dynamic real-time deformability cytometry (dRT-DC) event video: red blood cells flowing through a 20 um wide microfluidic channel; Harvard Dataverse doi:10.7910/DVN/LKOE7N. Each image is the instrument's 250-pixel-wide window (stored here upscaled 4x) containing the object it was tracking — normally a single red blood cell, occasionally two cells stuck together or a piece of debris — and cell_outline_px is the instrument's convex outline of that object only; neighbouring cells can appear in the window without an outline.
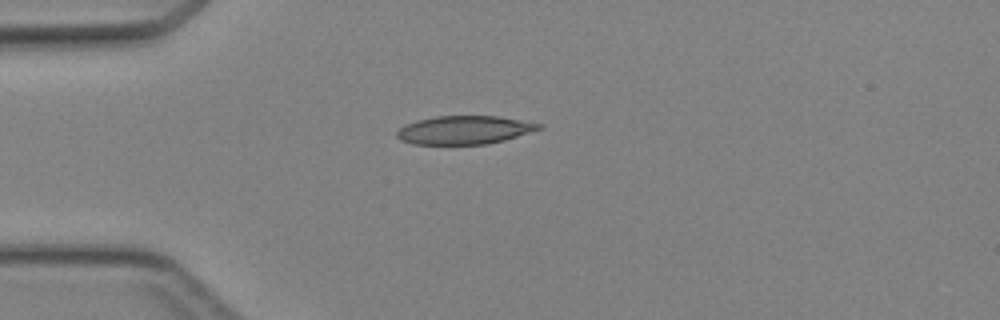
{"species": "Egyptian fruit bat (a non-hibernating species)", "species_latin": "Rousettus aegyptiacus", "temperature_condition": "cold", "stored_images_in_passage": 34, "camera_frame_rate_fps": 3000, "um_per_image_px": 0.085, "animal": {"sex": "female"}, "frame": {"image": 1, "passage_image": 1, "time_ms": 0.0, "image_size_px": [1000, 320], "cell_outline_px": [[544, 128], [504, 140], [488, 144], [412, 144], [400, 140], [396, 136], [396, 132], [404, 124], [416, 120], [436, 116], [500, 116], [544, 124]], "centroid_in_image_um": [39.48, 11.04], "position_along_channel_um": 45.5, "area_um2": 23.7}}
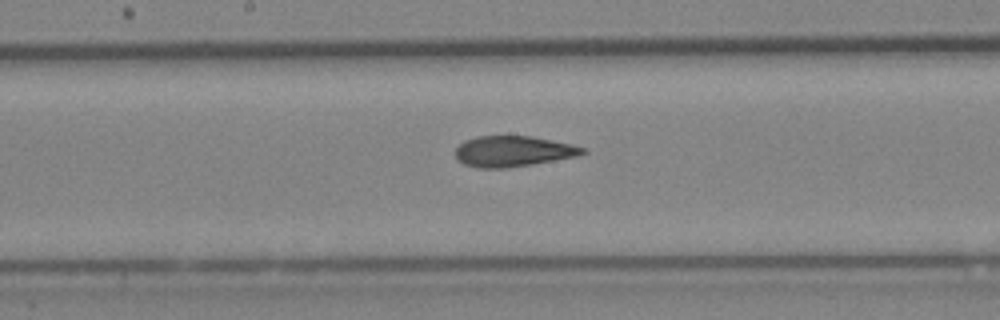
{"frame": {"image": 2, "passage_image": 13, "time_ms": 4.0, "image_size_px": [1000, 320], "cell_outline_px": [[588, 152], [576, 156], [532, 164], [504, 168], [476, 168], [464, 164], [456, 160], [456, 148], [464, 140], [476, 136], [532, 136], [572, 144], [588, 148]], "centroid_in_image_um": [43.61, 12.86], "position_along_channel_um": 204.6, "area_um2": 22.89}}
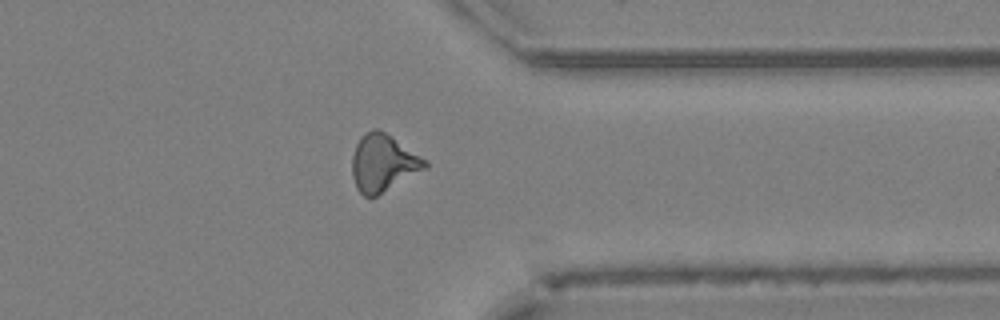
{"frame": {"image": 3, "passage_image": 25, "time_ms": 8.0, "image_size_px": [1000, 320], "cell_outline_px": [[428, 168], [376, 196], [364, 196], [356, 188], [352, 176], [352, 156], [356, 144], [360, 136], [364, 132], [372, 128], [376, 128], [384, 132], [428, 160]], "centroid_in_image_um": [32.56, 13.85], "position_along_channel_um": 378.8, "area_um2": 24.33}}